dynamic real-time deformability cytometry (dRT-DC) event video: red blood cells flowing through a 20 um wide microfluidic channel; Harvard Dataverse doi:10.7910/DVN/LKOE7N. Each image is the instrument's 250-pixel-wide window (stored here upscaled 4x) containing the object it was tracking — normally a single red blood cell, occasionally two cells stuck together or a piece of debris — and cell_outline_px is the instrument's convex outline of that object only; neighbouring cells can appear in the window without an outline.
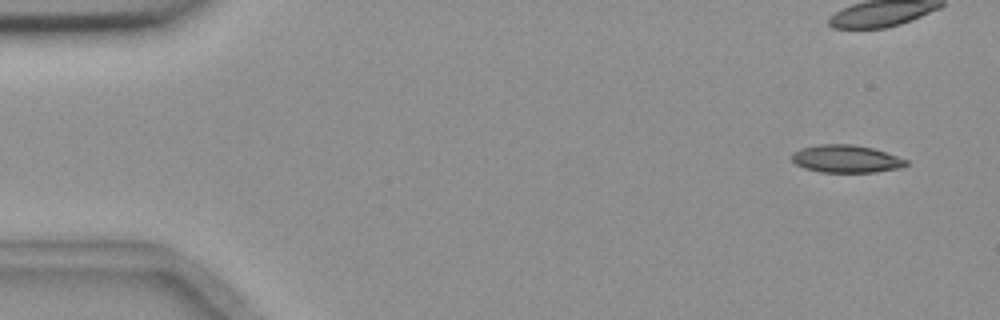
{"species": "common noctule bat (a hibernating species)", "species_latin": "Nyctalus noctula", "temperature_condition": "room temperature", "stored_images_in_passage": 6, "camera_frame_rate_fps": 3000, "um_per_image_px": 0.085, "animal": {"sex": "female", "body_mass_g": 18.4}, "frame": {"image": 1, "passage_image": 1, "time_ms": 0.0, "image_size_px": [1000, 320], "cell_outline_px": [[908, 164], [900, 168], [876, 172], [820, 172], [804, 168], [796, 164], [792, 160], [792, 152], [800, 148], [820, 144], [852, 144], [872, 148], [908, 160]], "centroid_in_image_um": [71.9, 13.5], "position_along_channel_um": 13.1, "area_um2": 18.38}}